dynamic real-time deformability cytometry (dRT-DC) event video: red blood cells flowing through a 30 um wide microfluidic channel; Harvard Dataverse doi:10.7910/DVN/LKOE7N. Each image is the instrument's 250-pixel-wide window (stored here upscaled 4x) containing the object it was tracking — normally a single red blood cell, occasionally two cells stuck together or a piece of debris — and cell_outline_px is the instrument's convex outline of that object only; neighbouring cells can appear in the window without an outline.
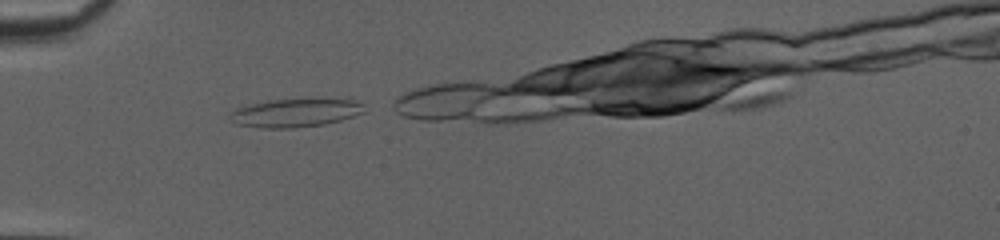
{"species": "common noctule bat (a hibernating species)", "species_latin": "Nyctalus noctula", "temperature_condition": "cold", "stored_images_in_passage": 11, "camera_frame_rate_fps": 3000, "um_per_image_px": 0.085, "animal": {"sex": "female", "body_mass_g": 20.0, "forearm_length_mm": 54.0}, "frame": {"image": 1, "passage_image": 1, "time_ms": 0.0, "image_size_px": [1000, 240], "cell_outline_px": [[364, 112], [340, 120], [324, 124], [292, 128], [260, 128], [236, 124], [228, 120], [228, 116], [236, 108], [268, 100], [348, 96], [364, 104]], "centroid_in_image_um": [25.18, 9.54], "position_along_channel_um": 59.8, "area_um2": 23.12}}